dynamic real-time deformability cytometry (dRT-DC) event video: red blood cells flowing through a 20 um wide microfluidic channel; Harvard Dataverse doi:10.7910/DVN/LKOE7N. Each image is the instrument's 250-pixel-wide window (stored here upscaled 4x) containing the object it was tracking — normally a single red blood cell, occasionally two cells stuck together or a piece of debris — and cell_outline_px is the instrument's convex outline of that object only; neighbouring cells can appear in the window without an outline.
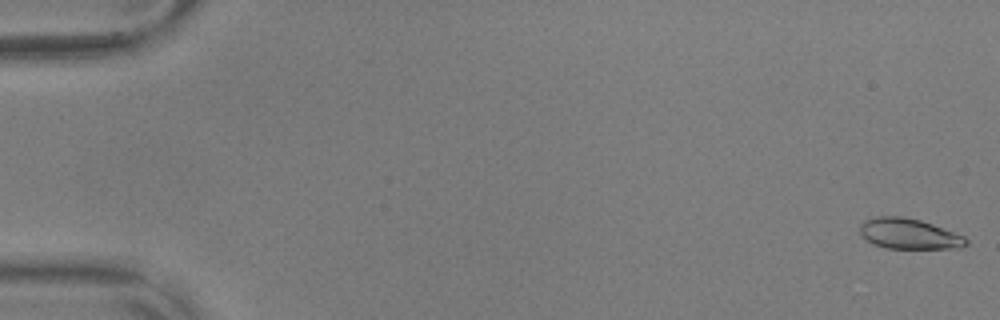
{"species": "common noctule bat (a hibernating species)", "species_latin": "Nyctalus noctula", "temperature_condition": "warm", "stored_images_in_passage": 28, "camera_frame_rate_fps": 3000, "um_per_image_px": 0.085, "animal": {"sex": "male", "body_mass_g": 17.9, "forearm_length_mm": 54.2}, "frame": {"image": 1, "passage_image": 1, "time_ms": 0.0, "image_size_px": [1000, 320], "cell_outline_px": [[968, 244], [960, 248], [884, 248], [872, 244], [860, 232], [860, 224], [864, 220], [876, 216], [900, 216], [920, 220], [932, 224], [964, 236], [968, 240]], "centroid_in_image_um": [77.25, 19.87], "position_along_channel_um": 7.7, "area_um2": 18.79}}
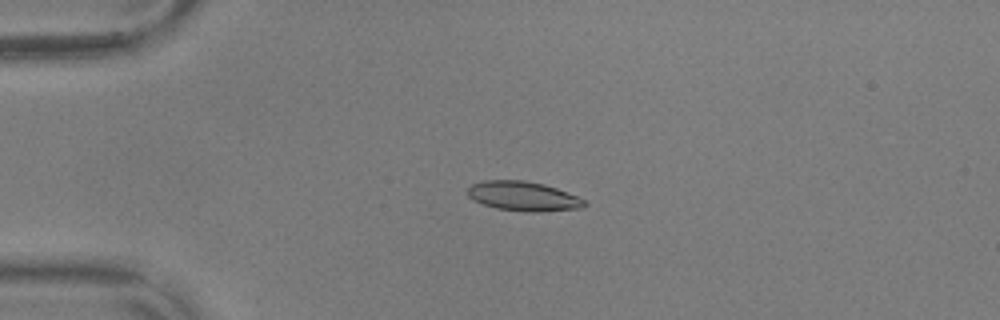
{"frame": {"image": 2, "passage_image": 14, "time_ms": 4.333, "image_size_px": [1000, 320], "cell_outline_px": [[588, 204], [580, 208], [540, 212], [528, 212], [496, 208], [472, 200], [468, 196], [468, 188], [472, 184], [484, 180], [524, 180], [544, 184], [556, 188], [576, 196], [584, 200]], "centroid_in_image_um": [44.46, 16.68], "position_along_channel_um": 40.5, "area_um2": 20.0}}
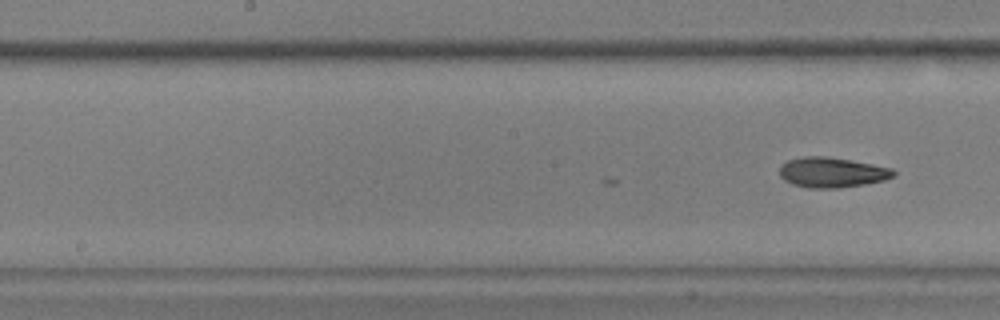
{"frame": {"image": 3, "passage_image": 28, "time_ms": 9.0, "image_size_px": [1000, 320], "cell_outline_px": [[896, 176], [884, 180], [864, 184], [836, 188], [808, 188], [792, 184], [784, 180], [780, 176], [780, 168], [788, 160], [804, 156], [824, 156], [872, 164], [892, 168], [896, 172]], "centroid_in_image_um": [70.73, 14.66], "position_along_channel_um": 177.5, "area_um2": 19.88}}